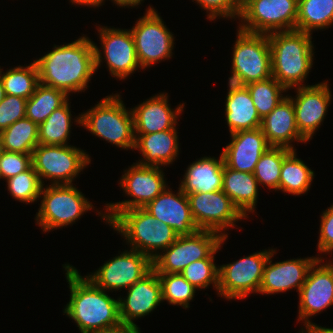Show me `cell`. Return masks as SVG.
Instances as JSON below:
<instances>
[{"instance_id": "6da1fadb", "label": "cell", "mask_w": 333, "mask_h": 333, "mask_svg": "<svg viewBox=\"0 0 333 333\" xmlns=\"http://www.w3.org/2000/svg\"><path fill=\"white\" fill-rule=\"evenodd\" d=\"M98 46L86 36L69 44L54 46L43 57L34 60L39 83L60 89L67 95L82 92L102 62Z\"/></svg>"}, {"instance_id": "7a4b0ae2", "label": "cell", "mask_w": 333, "mask_h": 333, "mask_svg": "<svg viewBox=\"0 0 333 333\" xmlns=\"http://www.w3.org/2000/svg\"><path fill=\"white\" fill-rule=\"evenodd\" d=\"M63 268L71 293L64 314L75 321L81 333L98 331L121 322L119 299L108 296L105 290L88 277H82L70 264Z\"/></svg>"}, {"instance_id": "3957f363", "label": "cell", "mask_w": 333, "mask_h": 333, "mask_svg": "<svg viewBox=\"0 0 333 333\" xmlns=\"http://www.w3.org/2000/svg\"><path fill=\"white\" fill-rule=\"evenodd\" d=\"M271 49L272 76L287 90L305 86L313 65L312 36L292 30L268 34Z\"/></svg>"}, {"instance_id": "277c9868", "label": "cell", "mask_w": 333, "mask_h": 333, "mask_svg": "<svg viewBox=\"0 0 333 333\" xmlns=\"http://www.w3.org/2000/svg\"><path fill=\"white\" fill-rule=\"evenodd\" d=\"M75 122L95 136L122 149H134V117L127 110L119 94L101 100L89 111L79 114Z\"/></svg>"}, {"instance_id": "5b68a950", "label": "cell", "mask_w": 333, "mask_h": 333, "mask_svg": "<svg viewBox=\"0 0 333 333\" xmlns=\"http://www.w3.org/2000/svg\"><path fill=\"white\" fill-rule=\"evenodd\" d=\"M109 225L123 235L131 244V249L147 255L151 260L178 238L173 228L159 222L143 208L123 210Z\"/></svg>"}, {"instance_id": "8992f818", "label": "cell", "mask_w": 333, "mask_h": 333, "mask_svg": "<svg viewBox=\"0 0 333 333\" xmlns=\"http://www.w3.org/2000/svg\"><path fill=\"white\" fill-rule=\"evenodd\" d=\"M233 47L232 75L228 83L245 86L272 76L268 34L239 29Z\"/></svg>"}, {"instance_id": "52a82bcc", "label": "cell", "mask_w": 333, "mask_h": 333, "mask_svg": "<svg viewBox=\"0 0 333 333\" xmlns=\"http://www.w3.org/2000/svg\"><path fill=\"white\" fill-rule=\"evenodd\" d=\"M227 239L223 235L211 230H198L190 235L178 238L152 260L156 273H181L190 263L215 258V253Z\"/></svg>"}, {"instance_id": "ba28073f", "label": "cell", "mask_w": 333, "mask_h": 333, "mask_svg": "<svg viewBox=\"0 0 333 333\" xmlns=\"http://www.w3.org/2000/svg\"><path fill=\"white\" fill-rule=\"evenodd\" d=\"M36 223L44 232L72 224L93 205L73 184L42 186Z\"/></svg>"}, {"instance_id": "9c48e42d", "label": "cell", "mask_w": 333, "mask_h": 333, "mask_svg": "<svg viewBox=\"0 0 333 333\" xmlns=\"http://www.w3.org/2000/svg\"><path fill=\"white\" fill-rule=\"evenodd\" d=\"M90 162L84 150L71 145L38 144L32 153V166L43 186L42 179H51V185H71Z\"/></svg>"}, {"instance_id": "30bf717a", "label": "cell", "mask_w": 333, "mask_h": 333, "mask_svg": "<svg viewBox=\"0 0 333 333\" xmlns=\"http://www.w3.org/2000/svg\"><path fill=\"white\" fill-rule=\"evenodd\" d=\"M133 164L120 178L121 188L133 199L106 204L108 213L101 216L107 223H110L123 210L145 207L167 188L164 173L160 167Z\"/></svg>"}, {"instance_id": "8fae6325", "label": "cell", "mask_w": 333, "mask_h": 333, "mask_svg": "<svg viewBox=\"0 0 333 333\" xmlns=\"http://www.w3.org/2000/svg\"><path fill=\"white\" fill-rule=\"evenodd\" d=\"M297 16L298 0H251L241 10L243 23L238 29L258 34L292 31L296 30Z\"/></svg>"}, {"instance_id": "7c38bea8", "label": "cell", "mask_w": 333, "mask_h": 333, "mask_svg": "<svg viewBox=\"0 0 333 333\" xmlns=\"http://www.w3.org/2000/svg\"><path fill=\"white\" fill-rule=\"evenodd\" d=\"M272 249L255 252L233 263L218 266V294L225 299H243L259 292L264 267Z\"/></svg>"}, {"instance_id": "4fadbf2b", "label": "cell", "mask_w": 333, "mask_h": 333, "mask_svg": "<svg viewBox=\"0 0 333 333\" xmlns=\"http://www.w3.org/2000/svg\"><path fill=\"white\" fill-rule=\"evenodd\" d=\"M144 16L130 29L142 69L172 56L174 37L157 11L149 6Z\"/></svg>"}, {"instance_id": "5bb4252c", "label": "cell", "mask_w": 333, "mask_h": 333, "mask_svg": "<svg viewBox=\"0 0 333 333\" xmlns=\"http://www.w3.org/2000/svg\"><path fill=\"white\" fill-rule=\"evenodd\" d=\"M186 195L191 215L200 230H211L228 237L224 231L245 218L222 190Z\"/></svg>"}, {"instance_id": "9a60e30c", "label": "cell", "mask_w": 333, "mask_h": 333, "mask_svg": "<svg viewBox=\"0 0 333 333\" xmlns=\"http://www.w3.org/2000/svg\"><path fill=\"white\" fill-rule=\"evenodd\" d=\"M152 269V260L130 247L129 251H123L86 277L105 291L121 290L128 289Z\"/></svg>"}, {"instance_id": "2e32d148", "label": "cell", "mask_w": 333, "mask_h": 333, "mask_svg": "<svg viewBox=\"0 0 333 333\" xmlns=\"http://www.w3.org/2000/svg\"><path fill=\"white\" fill-rule=\"evenodd\" d=\"M317 259L310 267L299 295V319L305 326L312 324L309 317L333 305V263Z\"/></svg>"}, {"instance_id": "e0dca14e", "label": "cell", "mask_w": 333, "mask_h": 333, "mask_svg": "<svg viewBox=\"0 0 333 333\" xmlns=\"http://www.w3.org/2000/svg\"><path fill=\"white\" fill-rule=\"evenodd\" d=\"M296 90V98L289 96L293 101L296 124L299 132L310 140L325 119L331 101V91L327 81L296 87Z\"/></svg>"}, {"instance_id": "ac0fdd59", "label": "cell", "mask_w": 333, "mask_h": 333, "mask_svg": "<svg viewBox=\"0 0 333 333\" xmlns=\"http://www.w3.org/2000/svg\"><path fill=\"white\" fill-rule=\"evenodd\" d=\"M104 59L109 73L119 79H125L140 68L133 35L127 29L98 28Z\"/></svg>"}, {"instance_id": "d6986e66", "label": "cell", "mask_w": 333, "mask_h": 333, "mask_svg": "<svg viewBox=\"0 0 333 333\" xmlns=\"http://www.w3.org/2000/svg\"><path fill=\"white\" fill-rule=\"evenodd\" d=\"M275 253L276 250L272 249L264 267L263 279L258 293L277 294L293 288H296L299 293L310 267L321 257L312 256L272 263L271 258Z\"/></svg>"}, {"instance_id": "ffe728a7", "label": "cell", "mask_w": 333, "mask_h": 333, "mask_svg": "<svg viewBox=\"0 0 333 333\" xmlns=\"http://www.w3.org/2000/svg\"><path fill=\"white\" fill-rule=\"evenodd\" d=\"M178 189L177 194H174L171 189L166 188L143 209L159 222L173 228L178 236L190 235L199 229L191 215L187 195Z\"/></svg>"}, {"instance_id": "44dd1931", "label": "cell", "mask_w": 333, "mask_h": 333, "mask_svg": "<svg viewBox=\"0 0 333 333\" xmlns=\"http://www.w3.org/2000/svg\"><path fill=\"white\" fill-rule=\"evenodd\" d=\"M126 298L119 299L120 319L126 324L151 313L162 301L158 274L152 269L141 280L130 286Z\"/></svg>"}, {"instance_id": "7402d4cb", "label": "cell", "mask_w": 333, "mask_h": 333, "mask_svg": "<svg viewBox=\"0 0 333 333\" xmlns=\"http://www.w3.org/2000/svg\"><path fill=\"white\" fill-rule=\"evenodd\" d=\"M223 149L224 164L236 171L253 173L261 155L270 147L261 128L238 131Z\"/></svg>"}, {"instance_id": "603a6c76", "label": "cell", "mask_w": 333, "mask_h": 333, "mask_svg": "<svg viewBox=\"0 0 333 333\" xmlns=\"http://www.w3.org/2000/svg\"><path fill=\"white\" fill-rule=\"evenodd\" d=\"M168 94L159 93L131 109L135 134H151L174 129L184 104L173 110L168 104Z\"/></svg>"}, {"instance_id": "cb8c5ba5", "label": "cell", "mask_w": 333, "mask_h": 333, "mask_svg": "<svg viewBox=\"0 0 333 333\" xmlns=\"http://www.w3.org/2000/svg\"><path fill=\"white\" fill-rule=\"evenodd\" d=\"M260 128L270 146L294 150L290 144L293 141H308L298 130L293 101L288 95L262 119Z\"/></svg>"}, {"instance_id": "d4e9b609", "label": "cell", "mask_w": 333, "mask_h": 333, "mask_svg": "<svg viewBox=\"0 0 333 333\" xmlns=\"http://www.w3.org/2000/svg\"><path fill=\"white\" fill-rule=\"evenodd\" d=\"M176 127L151 134H135V150L141 152L142 166L170 165L179 153ZM160 165V166H159Z\"/></svg>"}, {"instance_id": "484cf974", "label": "cell", "mask_w": 333, "mask_h": 333, "mask_svg": "<svg viewBox=\"0 0 333 333\" xmlns=\"http://www.w3.org/2000/svg\"><path fill=\"white\" fill-rule=\"evenodd\" d=\"M224 160L203 157L188 166L179 188L185 194L206 193L222 190Z\"/></svg>"}, {"instance_id": "4316f807", "label": "cell", "mask_w": 333, "mask_h": 333, "mask_svg": "<svg viewBox=\"0 0 333 333\" xmlns=\"http://www.w3.org/2000/svg\"><path fill=\"white\" fill-rule=\"evenodd\" d=\"M228 85L225 116L230 134L260 128L262 119L257 113L248 89L232 83Z\"/></svg>"}, {"instance_id": "83f0119b", "label": "cell", "mask_w": 333, "mask_h": 333, "mask_svg": "<svg viewBox=\"0 0 333 333\" xmlns=\"http://www.w3.org/2000/svg\"><path fill=\"white\" fill-rule=\"evenodd\" d=\"M258 185L253 173L236 171L224 164L222 191L245 218L247 212L255 211Z\"/></svg>"}, {"instance_id": "f1b7e54d", "label": "cell", "mask_w": 333, "mask_h": 333, "mask_svg": "<svg viewBox=\"0 0 333 333\" xmlns=\"http://www.w3.org/2000/svg\"><path fill=\"white\" fill-rule=\"evenodd\" d=\"M39 125L26 116L0 132V149L32 154L39 144Z\"/></svg>"}, {"instance_id": "f546056e", "label": "cell", "mask_w": 333, "mask_h": 333, "mask_svg": "<svg viewBox=\"0 0 333 333\" xmlns=\"http://www.w3.org/2000/svg\"><path fill=\"white\" fill-rule=\"evenodd\" d=\"M314 176V171L296 157L294 149L283 159L279 190L297 196L305 194L310 189Z\"/></svg>"}, {"instance_id": "4dcf8cb0", "label": "cell", "mask_w": 333, "mask_h": 333, "mask_svg": "<svg viewBox=\"0 0 333 333\" xmlns=\"http://www.w3.org/2000/svg\"><path fill=\"white\" fill-rule=\"evenodd\" d=\"M333 24V0H298L296 30L312 35ZM329 26V27H328Z\"/></svg>"}, {"instance_id": "1f68e13d", "label": "cell", "mask_w": 333, "mask_h": 333, "mask_svg": "<svg viewBox=\"0 0 333 333\" xmlns=\"http://www.w3.org/2000/svg\"><path fill=\"white\" fill-rule=\"evenodd\" d=\"M68 100V95L56 88L39 83L34 94L27 99L26 117L38 125Z\"/></svg>"}, {"instance_id": "d6a6232c", "label": "cell", "mask_w": 333, "mask_h": 333, "mask_svg": "<svg viewBox=\"0 0 333 333\" xmlns=\"http://www.w3.org/2000/svg\"><path fill=\"white\" fill-rule=\"evenodd\" d=\"M69 99L39 124L38 140L43 145H68L72 114Z\"/></svg>"}, {"instance_id": "836d02e7", "label": "cell", "mask_w": 333, "mask_h": 333, "mask_svg": "<svg viewBox=\"0 0 333 333\" xmlns=\"http://www.w3.org/2000/svg\"><path fill=\"white\" fill-rule=\"evenodd\" d=\"M3 73V74H2ZM0 77L6 95L29 99L39 84V74L35 61L26 67L18 66L2 72Z\"/></svg>"}, {"instance_id": "e575fe53", "label": "cell", "mask_w": 333, "mask_h": 333, "mask_svg": "<svg viewBox=\"0 0 333 333\" xmlns=\"http://www.w3.org/2000/svg\"><path fill=\"white\" fill-rule=\"evenodd\" d=\"M245 87L248 89L261 119L285 98L282 93L288 91L273 76L262 81L249 83Z\"/></svg>"}, {"instance_id": "d590c367", "label": "cell", "mask_w": 333, "mask_h": 333, "mask_svg": "<svg viewBox=\"0 0 333 333\" xmlns=\"http://www.w3.org/2000/svg\"><path fill=\"white\" fill-rule=\"evenodd\" d=\"M292 150L286 147L270 146L260 157L254 169V176L259 185L279 190L280 172L283 159Z\"/></svg>"}, {"instance_id": "8d00e7d4", "label": "cell", "mask_w": 333, "mask_h": 333, "mask_svg": "<svg viewBox=\"0 0 333 333\" xmlns=\"http://www.w3.org/2000/svg\"><path fill=\"white\" fill-rule=\"evenodd\" d=\"M161 284L162 301L189 308V301L194 298L196 287L190 284L181 273H157Z\"/></svg>"}, {"instance_id": "74e56055", "label": "cell", "mask_w": 333, "mask_h": 333, "mask_svg": "<svg viewBox=\"0 0 333 333\" xmlns=\"http://www.w3.org/2000/svg\"><path fill=\"white\" fill-rule=\"evenodd\" d=\"M8 191L19 202L32 203L39 200L42 183L31 166L28 170L6 180Z\"/></svg>"}, {"instance_id": "f35d334b", "label": "cell", "mask_w": 333, "mask_h": 333, "mask_svg": "<svg viewBox=\"0 0 333 333\" xmlns=\"http://www.w3.org/2000/svg\"><path fill=\"white\" fill-rule=\"evenodd\" d=\"M214 258H205L194 261L186 266L181 275L197 289H203L213 283L218 290L219 267L214 264Z\"/></svg>"}, {"instance_id": "ab89813d", "label": "cell", "mask_w": 333, "mask_h": 333, "mask_svg": "<svg viewBox=\"0 0 333 333\" xmlns=\"http://www.w3.org/2000/svg\"><path fill=\"white\" fill-rule=\"evenodd\" d=\"M32 166V154L0 149V179L7 180Z\"/></svg>"}, {"instance_id": "60d3db41", "label": "cell", "mask_w": 333, "mask_h": 333, "mask_svg": "<svg viewBox=\"0 0 333 333\" xmlns=\"http://www.w3.org/2000/svg\"><path fill=\"white\" fill-rule=\"evenodd\" d=\"M27 99L5 95L0 102V132L26 116Z\"/></svg>"}, {"instance_id": "b9f144b4", "label": "cell", "mask_w": 333, "mask_h": 333, "mask_svg": "<svg viewBox=\"0 0 333 333\" xmlns=\"http://www.w3.org/2000/svg\"><path fill=\"white\" fill-rule=\"evenodd\" d=\"M196 1L202 9L206 10L209 20H214L216 17L238 18L241 13L239 0H193ZM236 17V18H235Z\"/></svg>"}, {"instance_id": "7bdbcfd3", "label": "cell", "mask_w": 333, "mask_h": 333, "mask_svg": "<svg viewBox=\"0 0 333 333\" xmlns=\"http://www.w3.org/2000/svg\"><path fill=\"white\" fill-rule=\"evenodd\" d=\"M319 230L318 251L331 253L333 251V204L323 212Z\"/></svg>"}, {"instance_id": "ee69618b", "label": "cell", "mask_w": 333, "mask_h": 333, "mask_svg": "<svg viewBox=\"0 0 333 333\" xmlns=\"http://www.w3.org/2000/svg\"><path fill=\"white\" fill-rule=\"evenodd\" d=\"M140 328L137 325L126 324L120 322L117 325L107 327L98 331H93L90 333H140Z\"/></svg>"}, {"instance_id": "f6af8a7d", "label": "cell", "mask_w": 333, "mask_h": 333, "mask_svg": "<svg viewBox=\"0 0 333 333\" xmlns=\"http://www.w3.org/2000/svg\"><path fill=\"white\" fill-rule=\"evenodd\" d=\"M306 331L302 329L300 333H333V328H326L322 326H318L317 324H310L305 326Z\"/></svg>"}, {"instance_id": "bcb514c9", "label": "cell", "mask_w": 333, "mask_h": 333, "mask_svg": "<svg viewBox=\"0 0 333 333\" xmlns=\"http://www.w3.org/2000/svg\"><path fill=\"white\" fill-rule=\"evenodd\" d=\"M72 5L75 3L77 5H86L91 7H99L102 5L103 0H70Z\"/></svg>"}, {"instance_id": "7dc6e473", "label": "cell", "mask_w": 333, "mask_h": 333, "mask_svg": "<svg viewBox=\"0 0 333 333\" xmlns=\"http://www.w3.org/2000/svg\"><path fill=\"white\" fill-rule=\"evenodd\" d=\"M111 1H113V3L117 4L119 7H125V6L134 7L141 4L143 0H111Z\"/></svg>"}, {"instance_id": "c3c4849f", "label": "cell", "mask_w": 333, "mask_h": 333, "mask_svg": "<svg viewBox=\"0 0 333 333\" xmlns=\"http://www.w3.org/2000/svg\"><path fill=\"white\" fill-rule=\"evenodd\" d=\"M5 95V90L3 88V83L0 77V102L4 99Z\"/></svg>"}, {"instance_id": "681fc988", "label": "cell", "mask_w": 333, "mask_h": 333, "mask_svg": "<svg viewBox=\"0 0 333 333\" xmlns=\"http://www.w3.org/2000/svg\"><path fill=\"white\" fill-rule=\"evenodd\" d=\"M251 0H239L241 10L250 2Z\"/></svg>"}]
</instances>
